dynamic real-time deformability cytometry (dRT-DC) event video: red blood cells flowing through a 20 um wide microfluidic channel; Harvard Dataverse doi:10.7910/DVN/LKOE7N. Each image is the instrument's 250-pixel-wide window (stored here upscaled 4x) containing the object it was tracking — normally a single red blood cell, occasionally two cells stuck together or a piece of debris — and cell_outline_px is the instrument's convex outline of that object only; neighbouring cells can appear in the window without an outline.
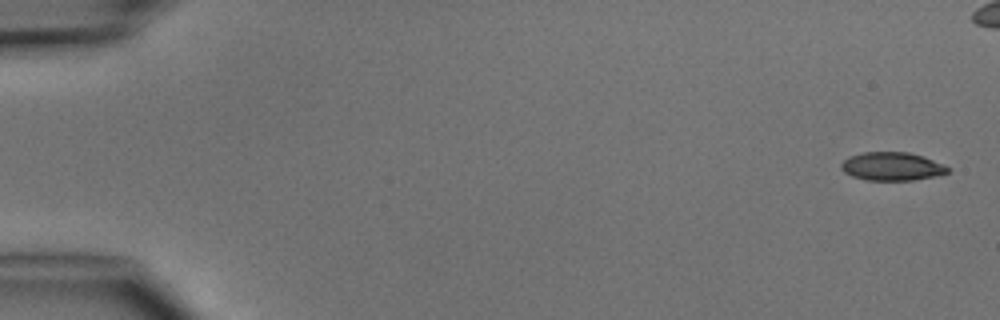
{"species": "common noctule bat (a hibernating species)", "species_latin": "Nyctalus noctula", "temperature_condition": "cold", "stored_images_in_passage": 6, "camera_frame_rate_fps": 3000, "um_per_image_px": 0.085, "animal": {"sex": "male", "body_mass_g": 15.6}, "frame": {"image": 1, "passage_image": 1, "time_ms": 0.0, "image_size_px": [1000, 320], "cell_outline_px": [[948, 172], [940, 176], [912, 180], [868, 180], [852, 176], [844, 172], [840, 168], [840, 164], [848, 156], [864, 152], [908, 152], [924, 156], [948, 168]], "centroid_in_image_um": [75.78, 14.14], "position_along_channel_um": 9.2, "area_um2": 17.57}}